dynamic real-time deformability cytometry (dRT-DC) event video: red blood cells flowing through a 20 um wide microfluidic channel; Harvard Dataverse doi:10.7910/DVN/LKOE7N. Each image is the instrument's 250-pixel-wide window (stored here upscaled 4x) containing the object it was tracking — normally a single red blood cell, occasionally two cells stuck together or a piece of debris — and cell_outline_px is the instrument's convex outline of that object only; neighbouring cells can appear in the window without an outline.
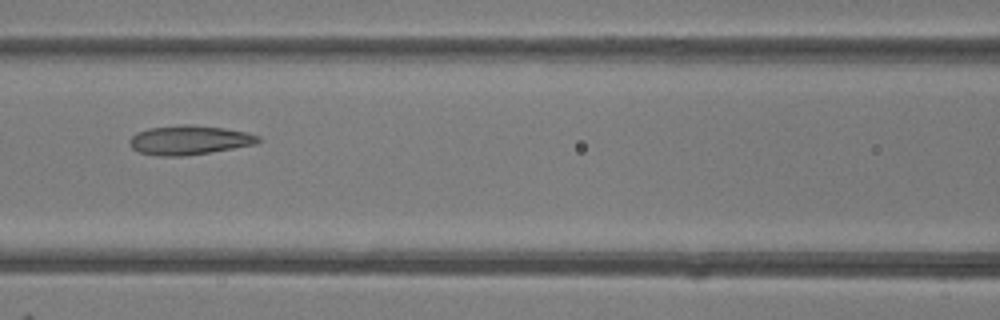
{"species": "common noctule bat (a hibernating species)", "species_latin": "Nyctalus noctula", "temperature_condition": "room temperature", "stored_images_in_passage": 6, "camera_frame_rate_fps": 3000, "um_per_image_px": 0.085, "animal": {"sex": "female"}, "frame": {"image": 1, "passage_image": 6, "time_ms": 6.667, "image_size_px": [1000, 320], "cell_outline_px": [[264, 140], [256, 144], [184, 156], [160, 156], [140, 152], [132, 148], [128, 144], [128, 140], [136, 132], [148, 128], [184, 124], [192, 124], [224, 128], [248, 132], [260, 136]], "centroid_in_image_um": [16.1, 11.89], "position_along_channel_um": 150.5, "area_um2": 22.08}}